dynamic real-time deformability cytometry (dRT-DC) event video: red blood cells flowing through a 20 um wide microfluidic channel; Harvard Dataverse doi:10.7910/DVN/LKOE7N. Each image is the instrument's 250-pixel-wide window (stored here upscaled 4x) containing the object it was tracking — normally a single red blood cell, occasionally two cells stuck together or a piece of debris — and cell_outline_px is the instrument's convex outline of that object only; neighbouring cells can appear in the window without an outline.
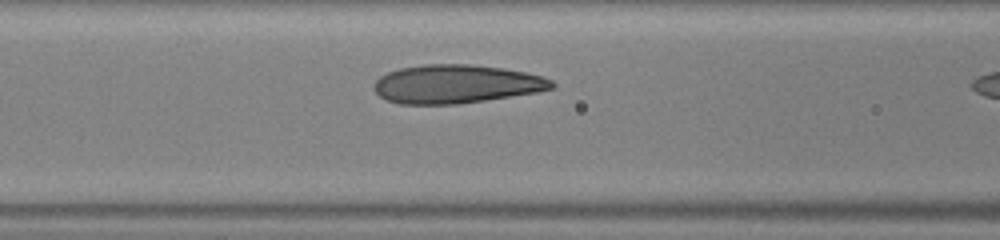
{"species": "human", "species_latin": "Homo sapiens", "temperature_condition": "warm", "stored_images_in_passage": 8, "camera_frame_rate_fps": 3000, "um_per_image_px": 0.085, "donor": {"sex": "male"}, "frame": {"image": 1, "passage_image": 7, "time_ms": 2.0, "image_size_px": [1000, 240], "cell_outline_px": [[556, 88], [536, 92], [484, 100], [456, 104], [400, 104], [384, 100], [376, 92], [376, 80], [380, 76], [388, 72], [400, 68], [424, 64], [472, 64], [500, 68], [524, 72], [544, 76], [552, 80], [556, 84]], "centroid_in_image_um": [38.79, 7.14], "position_along_channel_um": 127.8, "area_um2": 39.82}}